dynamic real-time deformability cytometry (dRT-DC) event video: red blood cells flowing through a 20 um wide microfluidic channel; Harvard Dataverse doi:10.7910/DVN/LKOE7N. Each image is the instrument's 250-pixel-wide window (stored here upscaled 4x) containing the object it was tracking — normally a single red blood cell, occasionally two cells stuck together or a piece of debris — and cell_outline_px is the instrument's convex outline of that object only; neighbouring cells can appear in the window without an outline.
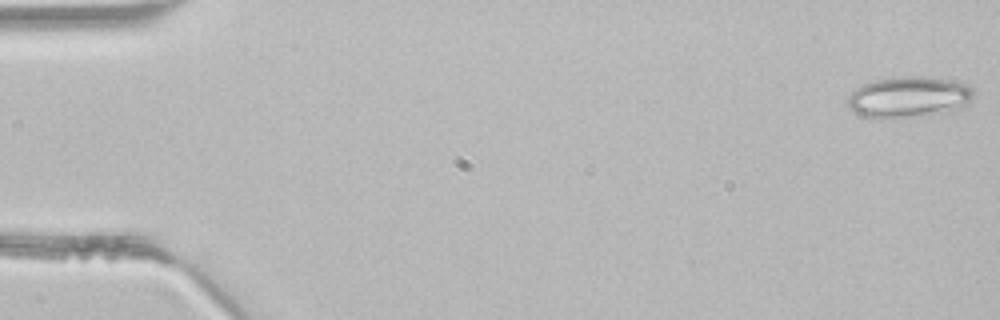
{"species": "common noctule bat (a hibernating species)", "species_latin": "Nyctalus noctula", "temperature_condition": "room temperature", "stored_images_in_passage": 8, "camera_frame_rate_fps": 3000, "um_per_image_px": 0.085, "animal": {"sex": "male", "body_mass_g": 21.5, "forearm_length_mm": 52.0}, "frame": {"image": 1, "passage_image": 1, "time_ms": 0.0, "image_size_px": [1000, 320], "cell_outline_px": [[972, 100], [968, 108], [952, 112], [924, 116], [892, 120], [880, 120], [864, 116], [856, 112], [848, 104], [848, 96], [856, 88], [864, 84], [876, 80], [892, 76], [920, 76], [952, 80], [964, 84], [972, 88]], "centroid_in_image_um": [77.3, 8.29], "position_along_channel_um": 7.7, "area_um2": 31.04}}